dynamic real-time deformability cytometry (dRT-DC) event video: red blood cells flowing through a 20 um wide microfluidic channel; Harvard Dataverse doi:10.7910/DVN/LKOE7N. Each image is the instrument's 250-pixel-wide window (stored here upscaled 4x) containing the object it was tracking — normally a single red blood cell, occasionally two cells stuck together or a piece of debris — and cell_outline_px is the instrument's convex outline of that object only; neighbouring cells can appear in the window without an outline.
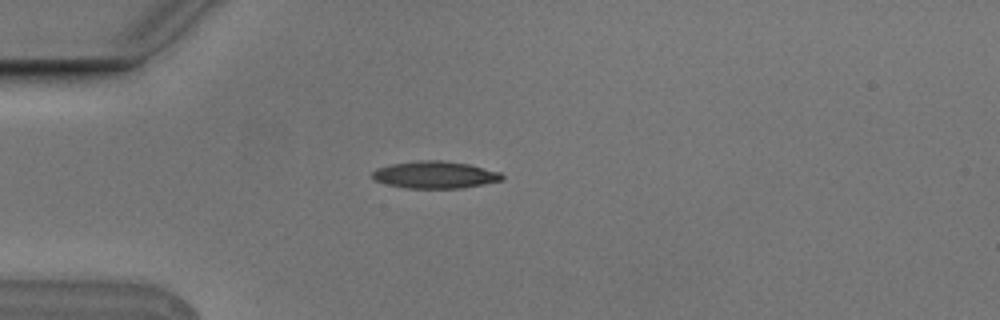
{"species": "Egyptian fruit bat (a non-hibernating species)", "species_latin": "Rousettus aegyptiacus", "temperature_condition": "cold", "stored_images_in_passage": 6, "camera_frame_rate_fps": 3000, "um_per_image_px": 0.085, "animal": {"sex": "male"}, "frame": {"image": 1, "passage_image": 4, "time_ms": 1.0, "image_size_px": [1000, 320], "cell_outline_px": [[504, 180], [460, 188], [404, 188], [384, 184], [376, 180], [372, 176], [372, 172], [376, 168], [392, 164], [416, 160], [444, 160], [468, 164], [500, 172], [504, 176]], "centroid_in_image_um": [36.95, 14.85], "position_along_channel_um": 48.0, "area_um2": 20.58}}